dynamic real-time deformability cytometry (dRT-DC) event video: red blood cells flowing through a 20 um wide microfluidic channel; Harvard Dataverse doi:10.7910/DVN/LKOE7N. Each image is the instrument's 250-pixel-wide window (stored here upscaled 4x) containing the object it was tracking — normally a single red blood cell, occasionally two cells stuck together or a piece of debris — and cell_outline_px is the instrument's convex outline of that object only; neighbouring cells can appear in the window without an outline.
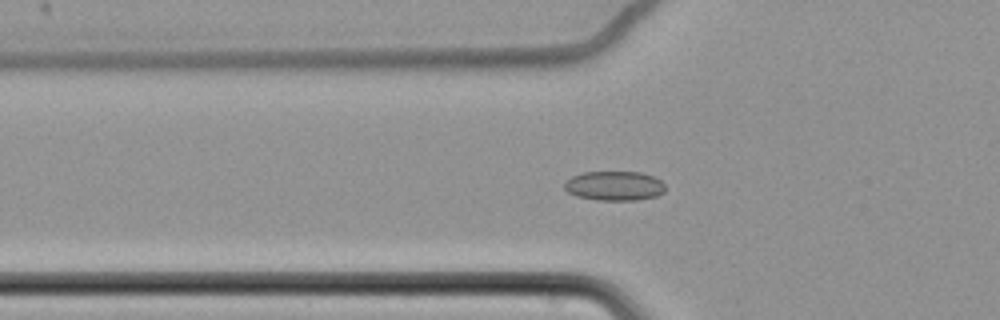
{"species": "common noctule bat (a hibernating species)", "species_latin": "Nyctalus noctula", "temperature_condition": "cold", "stored_images_in_passage": 65, "camera_frame_rate_fps": 3000, "um_per_image_px": 0.085, "animal": {"sex": "female", "body_mass_g": 22.7, "forearm_length_mm": 54.2}, "frame": {"image": 1, "passage_image": 26, "time_ms": 8.333, "image_size_px": [1000, 320], "cell_outline_px": [[664, 192], [656, 196], [636, 200], [596, 200], [576, 196], [568, 192], [564, 188], [564, 184], [572, 176], [584, 172], [640, 172], [652, 176], [660, 180], [664, 184]], "centroid_in_image_um": [52.21, 15.8], "position_along_channel_um": 73.6, "area_um2": 17.22}}
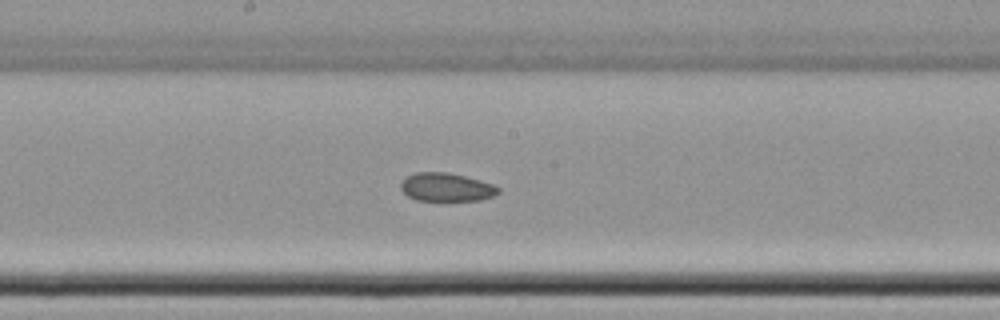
{"frame": {"image": 2, "passage_image": 38, "time_ms": 12.333, "image_size_px": [1000, 320], "cell_outline_px": [[500, 192], [492, 196], [480, 200], [416, 200], [408, 196], [400, 188], [400, 184], [408, 176], [416, 172], [448, 172], [480, 180], [492, 184], [500, 188]], "centroid_in_image_um": [37.94, 15.91], "position_along_channel_um": 210.3, "area_um2": 15.95}}
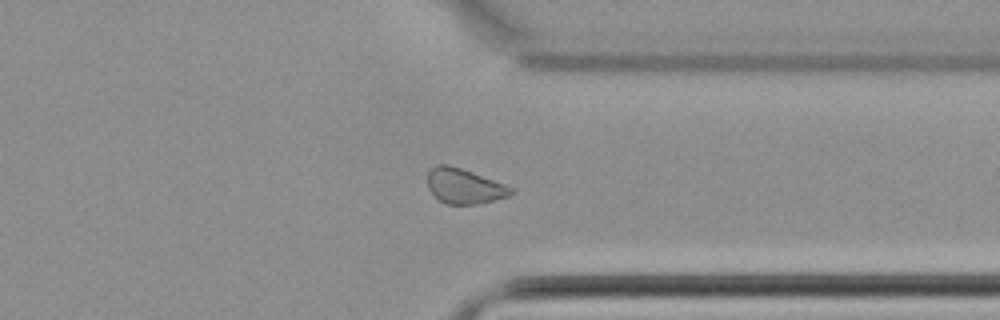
{"frame": {"image": 3, "passage_image": 52, "time_ms": 17.0, "image_size_px": [1000, 320], "cell_outline_px": [[516, 192], [508, 196], [480, 204], [448, 204], [432, 196], [428, 188], [428, 172], [436, 164], [448, 164], [472, 172], [504, 184], [512, 188]], "centroid_in_image_um": [39.44, 15.83], "position_along_channel_um": 372.0, "area_um2": 17.05}, "authors_computed_cell_mechanics": {"area_um2": 17.4556, "velocity_mm_per_s": 3.4692, "shape_relaxation_time_tau1_ms": null, "shape_relaxation_time_tau2_ms": 4.0858, "deformation_change_tau1": null, "deformation_change_tau2": 0.0782}}